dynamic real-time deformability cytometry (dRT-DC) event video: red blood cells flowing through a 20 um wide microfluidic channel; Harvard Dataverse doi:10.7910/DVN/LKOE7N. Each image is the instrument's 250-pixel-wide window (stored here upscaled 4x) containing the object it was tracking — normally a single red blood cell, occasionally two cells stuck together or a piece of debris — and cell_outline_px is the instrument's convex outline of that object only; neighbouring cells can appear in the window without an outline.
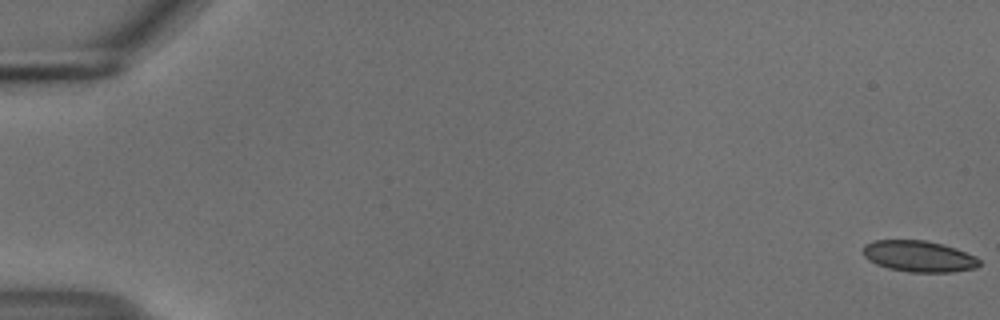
{"species": "common noctule bat (a hibernating species)", "species_latin": "Nyctalus noctula", "temperature_condition": "cold", "stored_images_in_passage": 49, "camera_frame_rate_fps": 3000, "um_per_image_px": 0.085, "animal": {"sex": "male", "body_mass_g": 18.8}, "frame": {"image": 1, "passage_image": 1, "time_ms": 0.0, "image_size_px": [1000, 320], "cell_outline_px": [[980, 264], [976, 268], [952, 272], [908, 272], [888, 268], [876, 264], [868, 260], [864, 256], [864, 244], [876, 240], [924, 240], [956, 248], [976, 256], [980, 260]], "centroid_in_image_um": [78.11, 21.79], "position_along_channel_um": 6.9, "area_um2": 21.15}}
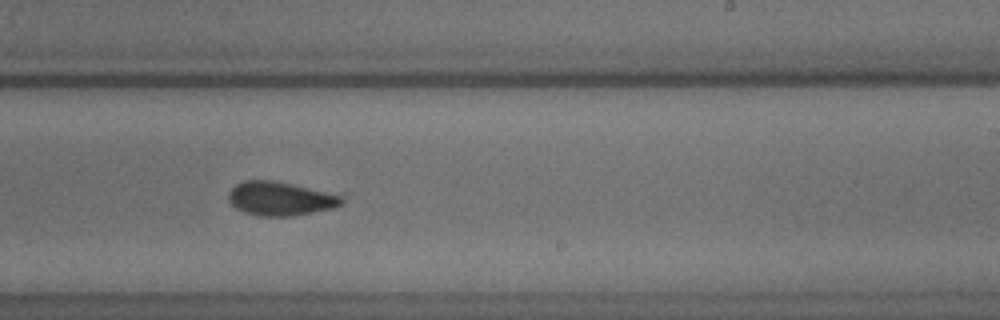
{"frame": {"image": 2, "passage_image": 35, "time_ms": 11.333, "image_size_px": [1000, 320], "cell_outline_px": [[344, 204], [332, 208], [292, 216], [260, 216], [244, 212], [236, 208], [228, 200], [228, 192], [236, 184], [244, 180], [276, 180], [344, 196]], "centroid_in_image_um": [23.82, 16.88], "position_along_channel_um": 265.2, "area_um2": 22.37}}
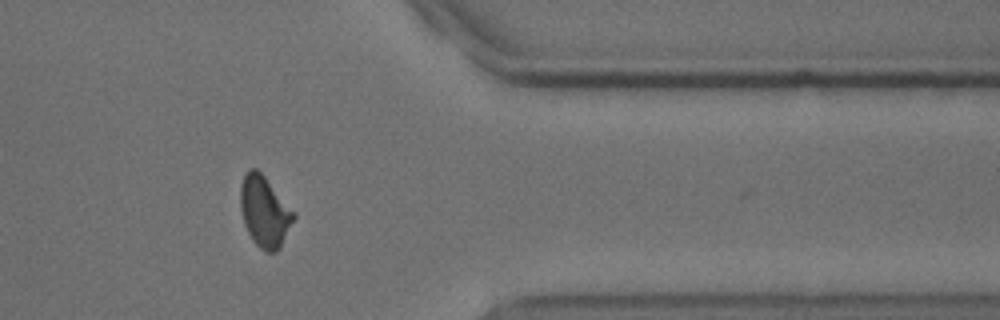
{"frame": {"image": 3, "passage_image": 46, "time_ms": 15.0, "image_size_px": [1000, 320], "cell_outline_px": [[296, 216], [280, 248], [276, 252], [268, 252], [260, 248], [252, 240], [244, 224], [240, 208], [240, 184], [248, 168], [256, 168], [264, 176], [296, 212]], "centroid_in_image_um": [22.49, 17.98], "position_along_channel_um": 388.9, "area_um2": 22.14}, "authors_computed_cell_mechanics": {"area_um2": 21.964, "velocity_mm_per_s": 3.7288, "shape_relaxation_time_tau1_ms": 6.1718, "shape_relaxation_time_tau2_ms": 1.5334, "deformation_change_tau1": 0.1233, "deformation_change_tau2": 0.0735}}